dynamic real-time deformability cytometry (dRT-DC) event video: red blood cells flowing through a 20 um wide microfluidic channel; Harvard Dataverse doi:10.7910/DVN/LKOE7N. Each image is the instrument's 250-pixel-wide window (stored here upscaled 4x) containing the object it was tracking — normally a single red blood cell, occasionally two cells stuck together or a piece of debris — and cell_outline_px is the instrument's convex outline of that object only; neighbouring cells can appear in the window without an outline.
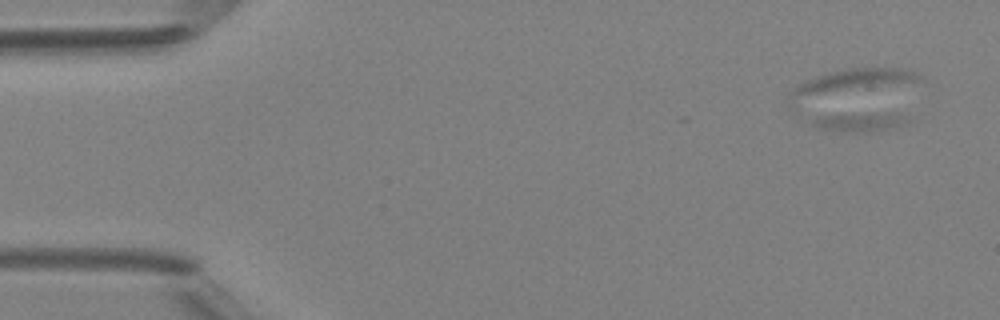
{"species": "Egyptian fruit bat (a non-hibernating species)", "species_latin": "Rousettus aegyptiacus", "temperature_condition": "room temperature", "stored_images_in_passage": 12, "camera_frame_rate_fps": 3000, "um_per_image_px": 0.085, "animal": {"sex": "female"}, "frame": {"image": 1, "passage_image": 4, "time_ms": 1.0, "image_size_px": [1000, 320], "cell_outline_px": [[908, 124], [880, 132], [844, 132], [820, 128], [812, 124], [804, 116], [880, 112], [896, 112], [908, 116]], "centroid_in_image_um": [73.08, 10.35], "position_along_channel_um": 11.9, "area_um2": 11.56}}